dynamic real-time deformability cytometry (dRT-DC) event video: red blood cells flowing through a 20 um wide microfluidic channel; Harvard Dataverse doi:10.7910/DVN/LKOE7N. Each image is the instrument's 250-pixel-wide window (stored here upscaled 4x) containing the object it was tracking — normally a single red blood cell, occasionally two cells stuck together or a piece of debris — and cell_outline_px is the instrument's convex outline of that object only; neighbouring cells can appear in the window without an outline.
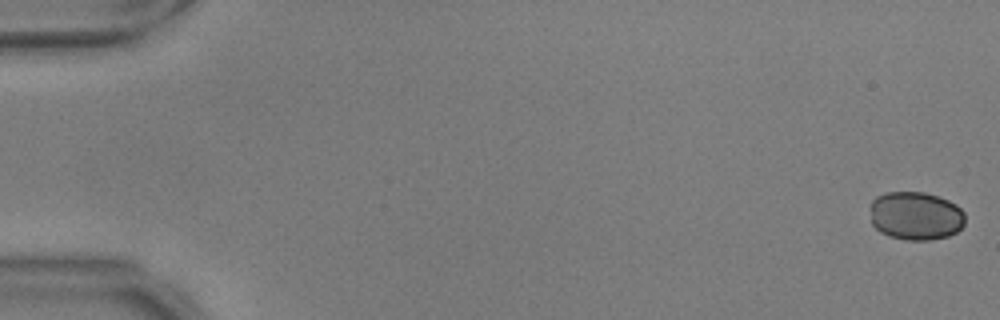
{"species": "common noctule bat (a hibernating species)", "species_latin": "Nyctalus noctula", "temperature_condition": "warm", "stored_images_in_passage": 55, "camera_frame_rate_fps": 3000, "um_per_image_px": 0.085, "animal": {"sex": "male", "body_mass_g": 17.9, "forearm_length_mm": 54.2}, "frame": {"image": 1, "passage_image": 1, "time_ms": 0.0, "image_size_px": [1000, 320], "cell_outline_px": [[964, 224], [956, 232], [948, 236], [932, 240], [904, 240], [888, 236], [880, 232], [872, 224], [872, 200], [876, 196], [884, 192], [924, 192], [948, 200], [956, 204], [964, 212]], "centroid_in_image_um": [77.83, 18.35], "position_along_channel_um": 7.2, "area_um2": 26.88}}
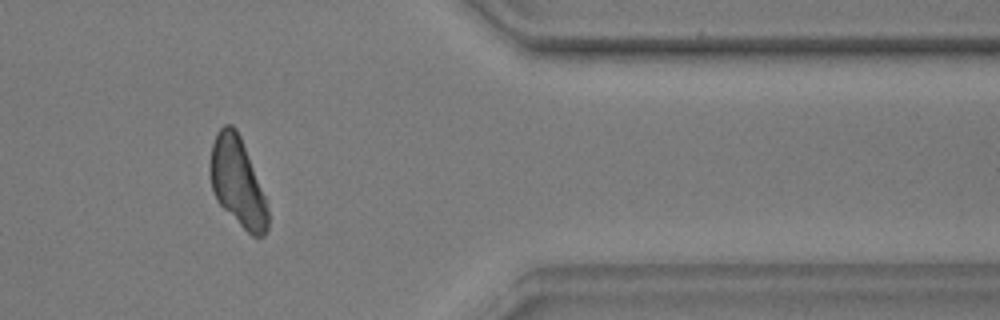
{"frame": {"image": 2, "passage_image": 46, "time_ms": 15.0, "image_size_px": [1000, 320], "cell_outline_px": [[268, 228], [264, 236], [252, 236], [216, 200], [212, 188], [208, 168], [208, 164], [212, 144], [216, 132], [224, 124], [232, 124], [236, 128], [240, 136], [264, 196], [268, 208]], "centroid_in_image_um": [20.15, 15.44], "position_along_channel_um": 391.2, "area_um2": 29.54}}
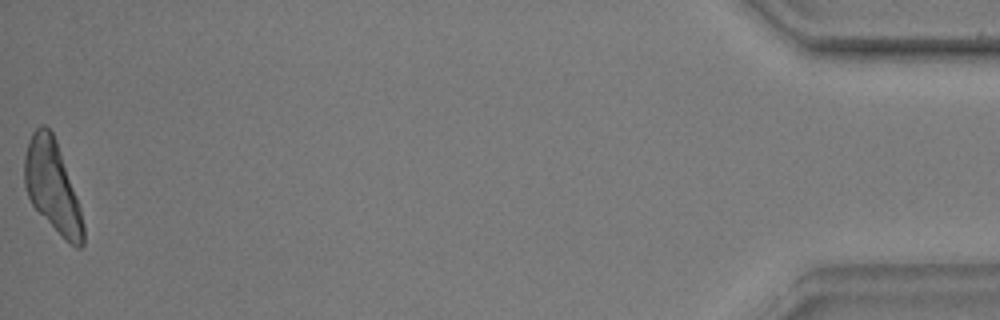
{"frame": {"image": 3, "passage_image": 55, "time_ms": 18.0, "image_size_px": [1000, 320], "cell_outline_px": [[84, 244], [80, 248], [76, 248], [64, 240], [32, 204], [28, 196], [24, 184], [24, 156], [28, 140], [32, 132], [40, 124], [44, 124], [52, 132], [56, 140], [76, 196], [80, 208], [84, 224]], "centroid_in_image_um": [4.45, 15.85], "position_along_channel_um": 430.8, "area_um2": 31.15}}